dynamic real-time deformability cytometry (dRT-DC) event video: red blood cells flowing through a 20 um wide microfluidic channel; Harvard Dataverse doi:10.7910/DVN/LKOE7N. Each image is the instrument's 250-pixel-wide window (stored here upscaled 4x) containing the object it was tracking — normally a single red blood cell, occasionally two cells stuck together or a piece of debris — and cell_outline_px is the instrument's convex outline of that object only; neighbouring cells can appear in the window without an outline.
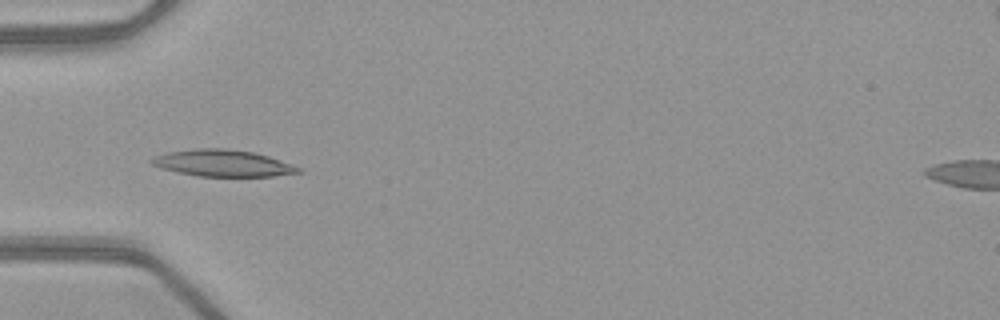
{"species": "common noctule bat (a hibernating species)", "species_latin": "Nyctalus noctula", "temperature_condition": "warm", "stored_images_in_passage": 37, "camera_frame_rate_fps": 3000, "um_per_image_px": 0.085, "animal": {"sex": "female", "body_mass_g": 21.9}, "frame": {"image": 1, "passage_image": 9, "time_ms": 2.667, "image_size_px": [1000, 320], "cell_outline_px": [[304, 172], [272, 176], [200, 176], [160, 168], [152, 164], [148, 160], [156, 156], [168, 152], [196, 148], [224, 148], [252, 152], [268, 156], [292, 164], [300, 168]], "centroid_in_image_um": [18.95, 13.86], "position_along_channel_um": 66.1, "area_um2": 22.6}}
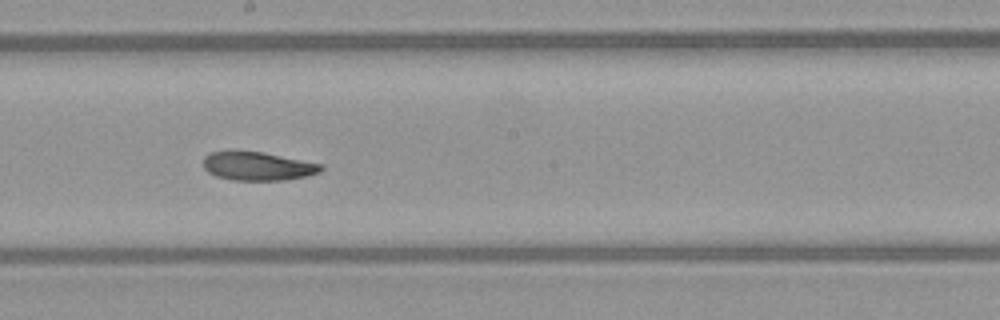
{"frame": {"image": 2, "passage_image": 21, "time_ms": 6.667, "image_size_px": [1000, 320], "cell_outline_px": [[324, 168], [320, 172], [308, 176], [284, 180], [232, 180], [216, 176], [208, 172], [204, 168], [204, 156], [212, 152], [264, 152], [324, 164]], "centroid_in_image_um": [21.97, 14.13], "position_along_channel_um": 226.2, "area_um2": 19.54}}
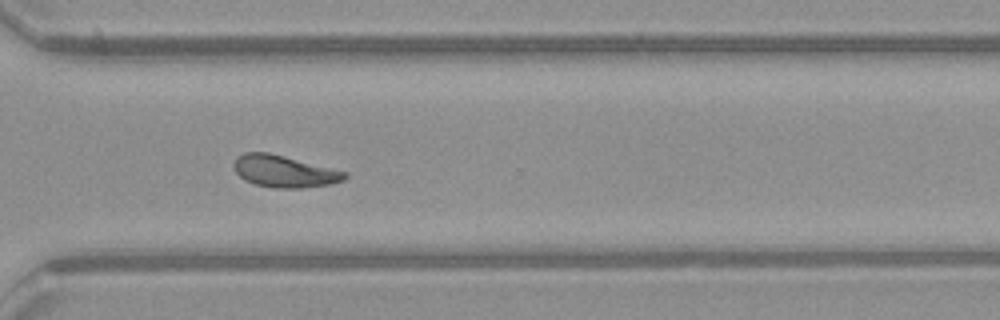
{"frame": {"image": 3, "passage_image": 30, "time_ms": 9.667, "image_size_px": [1000, 320], "cell_outline_px": [[348, 176], [344, 180], [332, 184], [304, 188], [272, 188], [256, 184], [244, 180], [236, 172], [232, 164], [236, 156], [244, 152], [268, 152], [348, 172]], "centroid_in_image_um": [24.15, 14.56], "position_along_channel_um": 346.4, "area_um2": 20.81}, "authors_computed_cell_mechanics": {"area_um2": 20.7502, "velocity_mm_per_s": 4.0173, "shape_relaxation_time_tau1_ms": 3.29, "shape_relaxation_time_tau2_ms": 4.096, "deformation_change_tau1": 0.1412, "deformation_change_tau2": 0.1177}}